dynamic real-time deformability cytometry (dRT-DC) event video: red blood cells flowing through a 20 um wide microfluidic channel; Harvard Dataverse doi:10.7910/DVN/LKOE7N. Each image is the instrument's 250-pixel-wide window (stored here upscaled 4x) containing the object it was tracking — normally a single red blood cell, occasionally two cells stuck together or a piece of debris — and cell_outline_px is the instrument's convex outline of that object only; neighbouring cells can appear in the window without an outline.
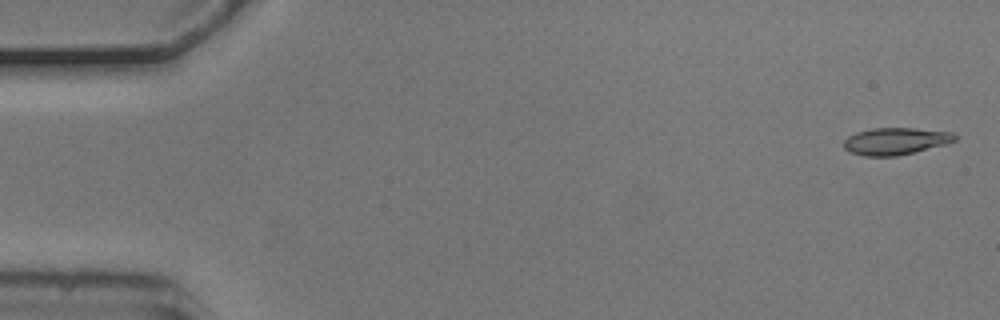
{"species": "common noctule bat (a hibernating species)", "species_latin": "Nyctalus noctula", "temperature_condition": "cold", "stored_images_in_passage": 48, "camera_frame_rate_fps": 3000, "um_per_image_px": 0.085, "animal": {"sex": "male", "body_mass_g": 20.5, "forearm_length_mm": 52.5}, "frame": {"image": 1, "passage_image": 1, "time_ms": 0.0, "image_size_px": [1000, 320], "cell_outline_px": [[956, 140], [944, 144], [896, 156], [864, 156], [852, 152], [844, 148], [844, 140], [848, 136], [856, 132], [872, 128], [912, 128], [952, 132], [956, 136]], "centroid_in_image_um": [76.09, 11.99], "position_along_channel_um": 8.9, "area_um2": 17.22}}
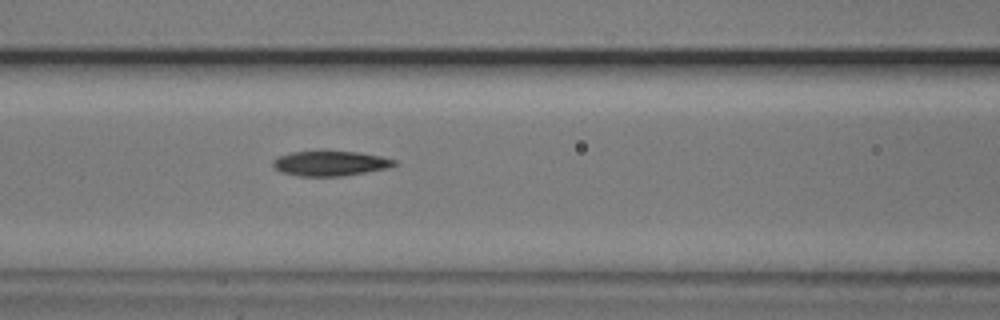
{"frame": {"image": 2, "passage_image": 22, "time_ms": 7.0, "image_size_px": [1000, 320], "cell_outline_px": [[396, 164], [388, 168], [340, 176], [300, 176], [280, 172], [272, 168], [272, 160], [276, 156], [292, 152], [324, 148], [360, 152], [380, 156], [396, 160]], "centroid_in_image_um": [27.99, 13.83], "position_along_channel_um": 138.6, "area_um2": 18.5}}
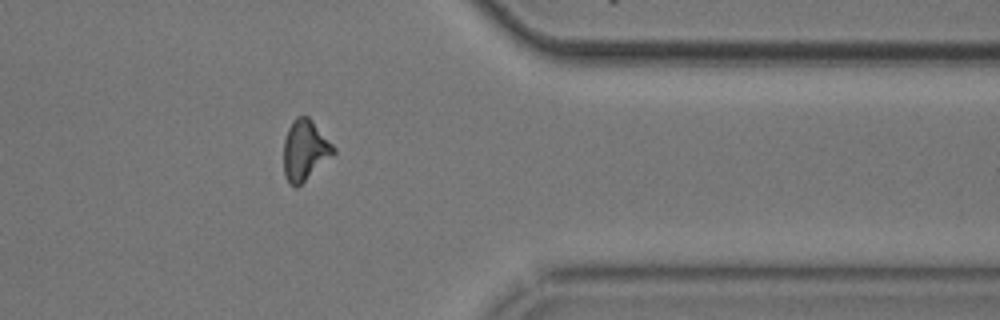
{"frame": {"image": 3, "passage_image": 43, "time_ms": 14.0, "image_size_px": [1000, 320], "cell_outline_px": [[336, 152], [296, 188], [288, 184], [284, 176], [284, 140], [288, 128], [292, 120], [296, 116], [308, 116], [312, 120], [336, 148]], "centroid_in_image_um": [25.9, 12.76], "position_along_channel_um": 385.5, "area_um2": 17.51}, "authors_computed_cell_mechanics": {"area_um2": 17.7446, "velocity_mm_per_s": 3.7209, "shape_relaxation_time_tau1_ms": 3.3722, "shape_relaxation_time_tau2_ms": 4.7201, "deformation_change_tau1": 0.1196, "deformation_change_tau2": 0.1347}}